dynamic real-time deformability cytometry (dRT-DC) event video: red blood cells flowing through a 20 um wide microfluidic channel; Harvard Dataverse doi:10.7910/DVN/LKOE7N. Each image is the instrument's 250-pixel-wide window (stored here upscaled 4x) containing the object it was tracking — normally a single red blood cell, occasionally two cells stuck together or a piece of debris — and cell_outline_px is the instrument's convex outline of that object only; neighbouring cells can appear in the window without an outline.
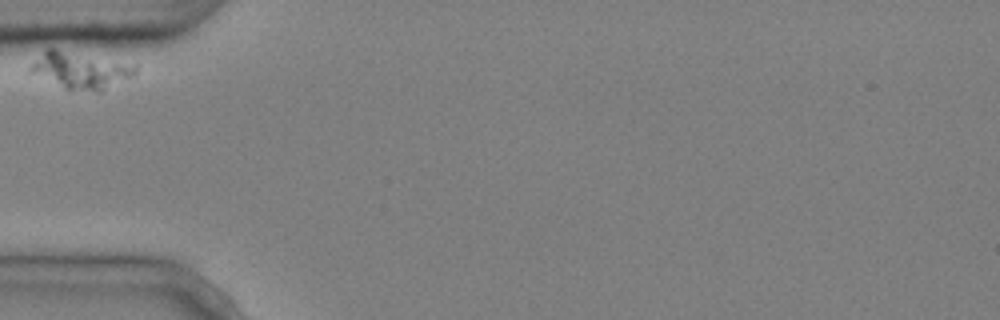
{"species": "common noctule bat (a hibernating species)", "species_latin": "Nyctalus noctula", "temperature_condition": "cold", "stored_images_in_passage": 3, "camera_frame_rate_fps": 3000, "um_per_image_px": 0.085, "animal": {"sex": "male", "body_mass_g": 20.4}, "frame": {"image": 1, "passage_image": 1, "time_ms": 0.0, "image_size_px": [1000, 320], "cell_outline_px": [[136, 76], [100, 92], [96, 92], [64, 88], [28, 72], [28, 68], [48, 48], [56, 48], [136, 64]], "centroid_in_image_um": [6.91, 5.98], "position_along_channel_um": 78.1, "area_um2": 22.6}}